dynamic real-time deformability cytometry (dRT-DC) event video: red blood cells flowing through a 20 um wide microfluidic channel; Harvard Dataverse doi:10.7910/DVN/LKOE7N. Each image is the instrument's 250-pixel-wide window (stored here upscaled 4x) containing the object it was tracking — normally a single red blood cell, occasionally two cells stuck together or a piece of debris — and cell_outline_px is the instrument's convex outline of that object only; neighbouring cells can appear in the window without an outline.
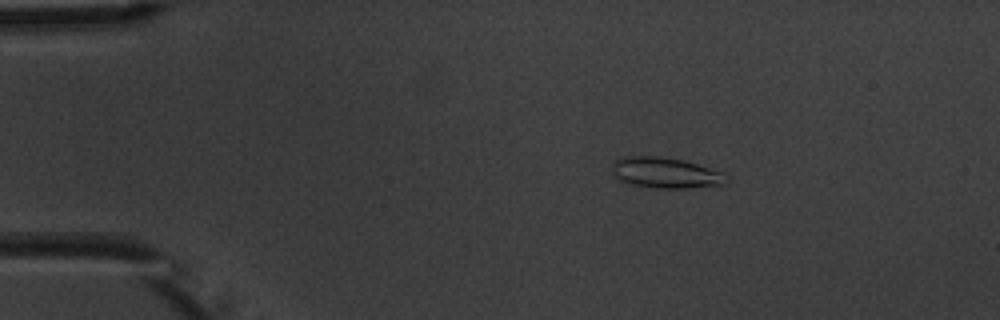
{"species": "common noctule bat (a hibernating species)", "species_latin": "Nyctalus noctula", "temperature_condition": "warm", "stored_images_in_passage": 4, "camera_frame_rate_fps": 3000, "um_per_image_px": 0.085, "animal": {"sex": "male", "body_mass_g": 20.1, "forearm_length_mm": 53.5}, "frame": {"image": 1, "passage_image": 2, "time_ms": 1.0, "image_size_px": [1000, 320], "cell_outline_px": [[728, 180], [724, 184], [684, 188], [656, 188], [632, 184], [620, 180], [612, 172], [612, 164], [616, 160], [624, 156], [660, 156], [684, 160], [720, 172]], "centroid_in_image_um": [56.51, 14.68], "position_along_channel_um": 28.5, "area_um2": 20.11}}
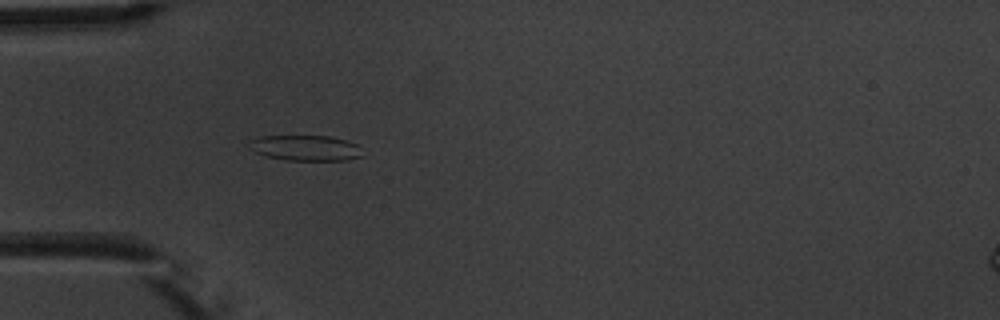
{"frame": {"image": 2, "passage_image": 4, "time_ms": 3.333, "image_size_px": [1000, 320], "cell_outline_px": [[364, 156], [344, 160], [284, 160], [264, 156], [248, 148], [248, 140], [260, 136], [328, 136], [348, 140], [356, 144]], "centroid_in_image_um": [25.92, 12.57], "position_along_channel_um": 59.1, "area_um2": 16.99}}